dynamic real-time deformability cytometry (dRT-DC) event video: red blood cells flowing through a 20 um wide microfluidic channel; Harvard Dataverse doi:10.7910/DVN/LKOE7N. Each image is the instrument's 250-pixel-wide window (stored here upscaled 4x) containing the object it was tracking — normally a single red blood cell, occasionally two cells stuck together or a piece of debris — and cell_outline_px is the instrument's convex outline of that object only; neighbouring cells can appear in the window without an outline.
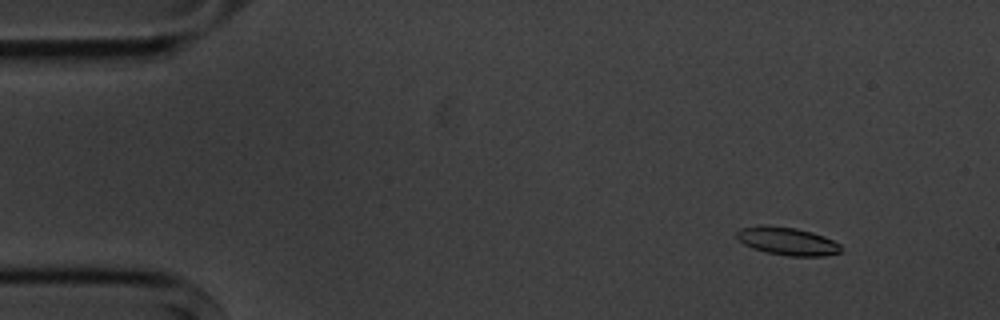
{"species": "common noctule bat (a hibernating species)", "species_latin": "Nyctalus noctula", "temperature_condition": "cold", "stored_images_in_passage": 4, "camera_frame_rate_fps": 3000, "um_per_image_px": 0.085, "animal": {"sex": "male", "body_mass_g": 20.1, "forearm_length_mm": 53.5}, "frame": {"image": 1, "passage_image": 2, "time_ms": 1.333, "image_size_px": [1000, 320], "cell_outline_px": [[840, 252], [824, 256], [788, 256], [764, 252], [752, 248], [744, 244], [736, 236], [736, 232], [740, 228], [764, 224], [796, 228], [812, 232], [824, 236], [840, 244]], "centroid_in_image_um": [66.89, 20.49], "position_along_channel_um": 18.1, "area_um2": 17.05}}
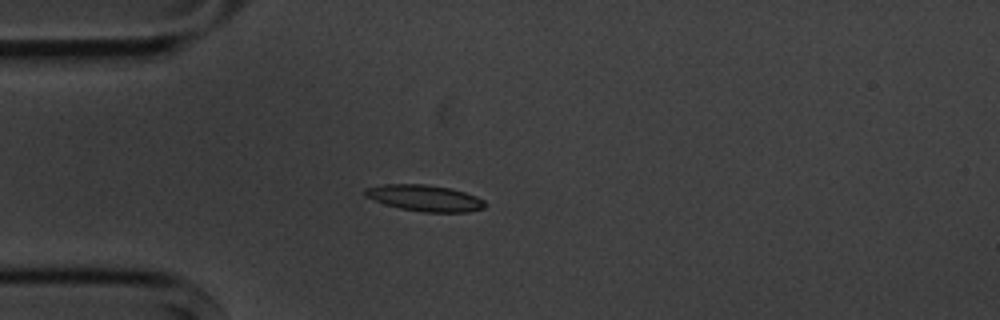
{"frame": {"image": 2, "passage_image": 4, "time_ms": 4.333, "image_size_px": [1000, 320], "cell_outline_px": [[488, 204], [484, 208], [468, 212], [424, 212], [400, 208], [384, 204], [364, 196], [364, 188], [384, 184], [424, 184], [452, 188], [476, 196], [484, 200]], "centroid_in_image_um": [36.11, 16.83], "position_along_channel_um": 48.9, "area_um2": 18.5}}